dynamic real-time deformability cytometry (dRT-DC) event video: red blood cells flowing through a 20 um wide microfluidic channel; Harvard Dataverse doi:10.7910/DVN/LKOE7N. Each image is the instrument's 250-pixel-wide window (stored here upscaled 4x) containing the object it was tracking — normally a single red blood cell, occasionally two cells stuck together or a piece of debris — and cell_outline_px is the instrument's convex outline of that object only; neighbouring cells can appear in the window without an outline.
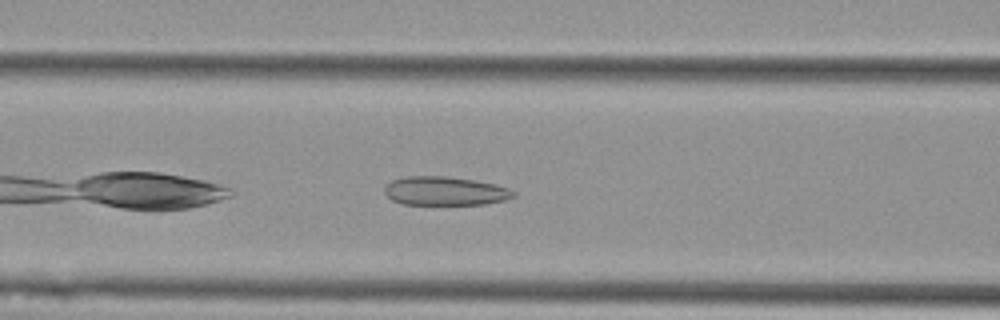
{"species": "Egyptian fruit bat (a non-hibernating species)", "species_latin": "Rousettus aegyptiacus", "temperature_condition": "cold", "stored_images_in_passage": 34, "camera_frame_rate_fps": 3000, "um_per_image_px": 0.085, "animal": {"sex": "female"}, "frame": {"image": 1, "passage_image": 7, "time_ms": 2.0, "image_size_px": [1000, 320], "cell_outline_px": [[516, 196], [504, 200], [484, 204], [400, 204], [392, 200], [384, 192], [384, 188], [392, 180], [404, 176], [444, 176], [472, 180], [496, 184], [508, 188], [516, 192]], "centroid_in_image_um": [37.82, 16.23], "position_along_channel_um": 128.8, "area_um2": 21.56}}
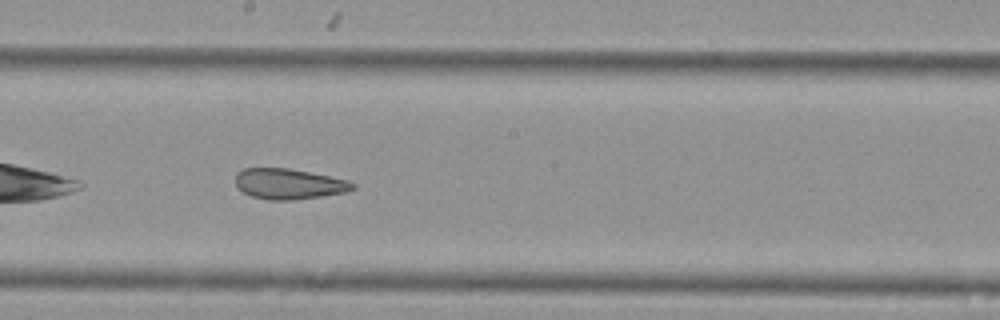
{"frame": {"image": 2, "passage_image": 15, "time_ms": 4.667, "image_size_px": [1000, 320], "cell_outline_px": [[356, 188], [344, 192], [320, 196], [292, 200], [268, 200], [252, 196], [236, 188], [236, 172], [244, 168], [288, 168], [348, 180], [356, 184]], "centroid_in_image_um": [24.52, 15.63], "position_along_channel_um": 223.7, "area_um2": 20.75}}
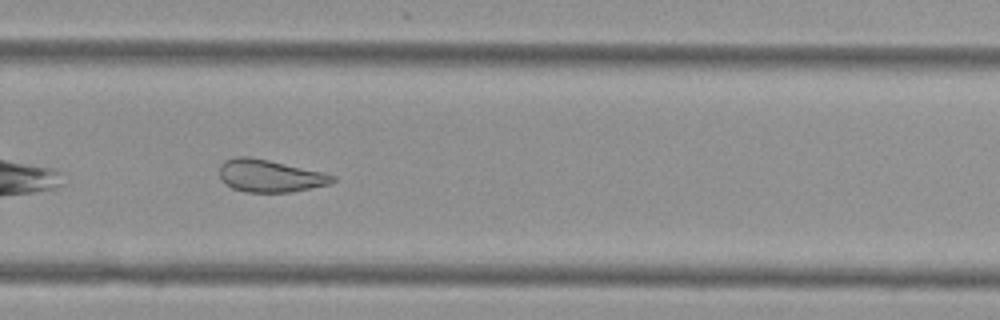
{"frame": {"image": 3, "passage_image": 22, "time_ms": 7.0, "image_size_px": [1000, 320], "cell_outline_px": [[336, 180], [332, 184], [292, 192], [244, 192], [232, 188], [224, 184], [220, 180], [220, 164], [224, 160], [236, 156], [248, 156], [268, 160], [320, 172], [336, 176]], "centroid_in_image_um": [22.9, 14.96], "position_along_channel_um": 306.9, "area_um2": 21.44}, "authors_computed_cell_mechanics": {"area_um2": 21.675, "velocity_mm_per_s": 3.5767, "shape_relaxation_time_tau1_ms": null, "shape_relaxation_time_tau2_ms": 2.8124, "deformation_change_tau1": null, "deformation_change_tau2": 0.1044}}